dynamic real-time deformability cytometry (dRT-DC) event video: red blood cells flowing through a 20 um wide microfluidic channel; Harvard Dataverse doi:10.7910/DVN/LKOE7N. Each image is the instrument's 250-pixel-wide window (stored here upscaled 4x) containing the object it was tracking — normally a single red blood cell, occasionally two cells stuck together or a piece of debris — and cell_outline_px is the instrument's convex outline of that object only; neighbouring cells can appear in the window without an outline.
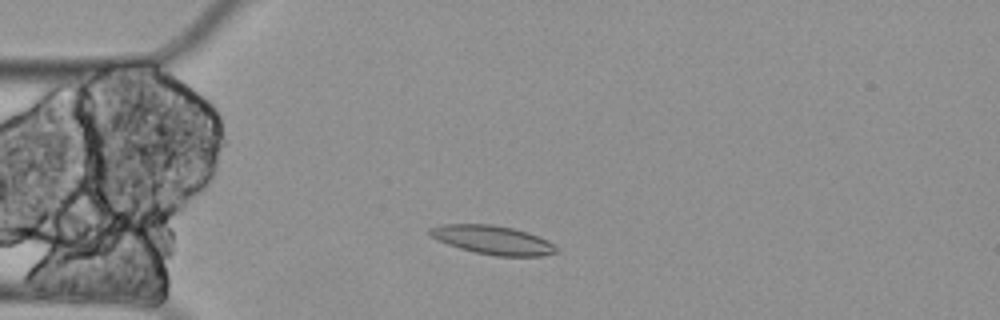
{"species": "Egyptian fruit bat (a non-hibernating species)", "species_latin": "Rousettus aegyptiacus", "temperature_condition": "cold", "stored_images_in_passage": 10, "camera_frame_rate_fps": 3000, "um_per_image_px": 0.085, "animal": {"sex": "female"}, "frame": {"image": 1, "passage_image": 2, "time_ms": 0.333, "image_size_px": [1000, 320], "cell_outline_px": [[560, 252], [544, 256], [496, 256], [476, 252], [460, 248], [436, 240], [428, 232], [428, 228], [440, 224], [492, 224], [512, 228], [528, 232], [548, 240]], "centroid_in_image_um": [41.88, 20.39], "position_along_channel_um": 43.1, "area_um2": 21.27}}
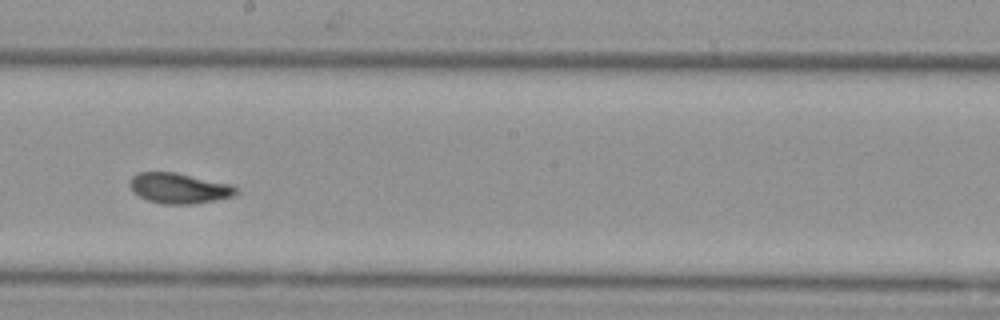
{"frame": {"image": 2, "passage_image": 7, "time_ms": 2.0, "image_size_px": [1000, 320], "cell_outline_px": [[236, 192], [232, 196], [216, 200], [192, 204], [164, 204], [148, 200], [140, 196], [128, 184], [132, 176], [140, 172], [176, 172], [232, 184], [236, 188]], "centroid_in_image_um": [15.22, 15.99], "position_along_channel_um": 233.0, "area_um2": 18.67}}
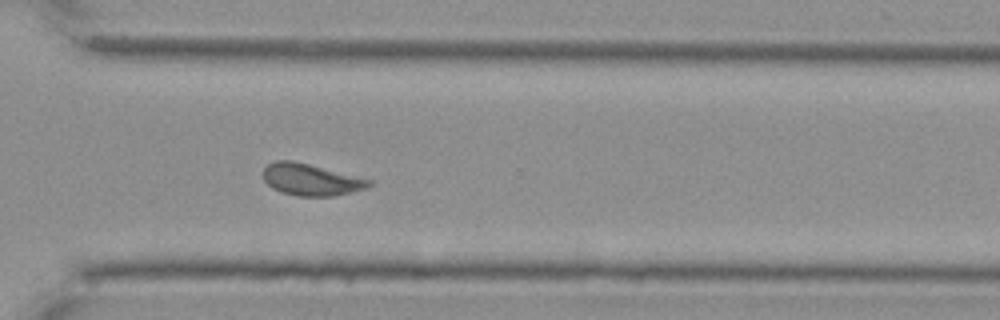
{"frame": {"image": 3, "passage_image": 10, "time_ms": 3.0, "image_size_px": [1000, 320], "cell_outline_px": [[372, 184], [368, 188], [352, 192], [332, 196], [296, 196], [280, 192], [272, 188], [264, 180], [264, 168], [268, 164], [276, 160], [292, 160], [372, 180]], "centroid_in_image_um": [26.42, 15.28], "position_along_channel_um": 344.2, "area_um2": 19.48}}